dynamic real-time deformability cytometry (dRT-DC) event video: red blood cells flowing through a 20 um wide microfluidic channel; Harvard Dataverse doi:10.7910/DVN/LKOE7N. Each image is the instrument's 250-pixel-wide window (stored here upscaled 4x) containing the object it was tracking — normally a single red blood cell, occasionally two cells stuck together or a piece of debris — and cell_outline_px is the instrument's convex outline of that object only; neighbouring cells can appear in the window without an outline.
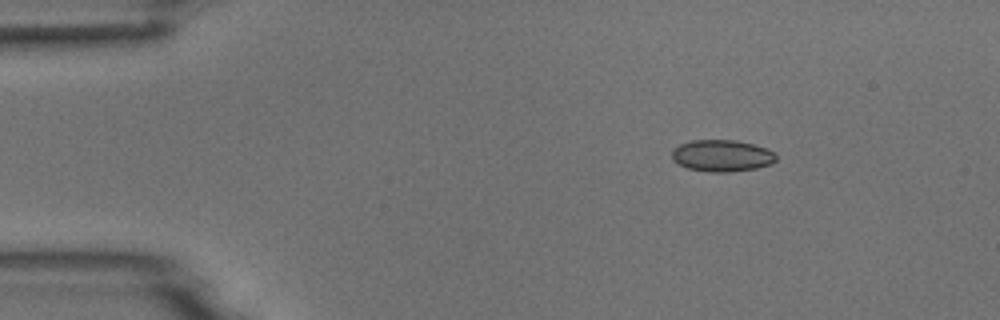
{"species": "common noctule bat (a hibernating species)", "species_latin": "Nyctalus noctula", "temperature_condition": "room temperature", "stored_images_in_passage": 4, "camera_frame_rate_fps": 3000, "um_per_image_px": 0.085, "animal": {"sex": "male", "body_mass_g": 18.8}, "frame": {"image": 1, "passage_image": 2, "time_ms": 1.0, "image_size_px": [1000, 320], "cell_outline_px": [[776, 160], [772, 164], [756, 168], [732, 172], [708, 172], [688, 168], [672, 160], [672, 152], [680, 144], [692, 140], [736, 140], [768, 148], [776, 156]], "centroid_in_image_um": [61.38, 13.24], "position_along_channel_um": 23.6, "area_um2": 19.25}}